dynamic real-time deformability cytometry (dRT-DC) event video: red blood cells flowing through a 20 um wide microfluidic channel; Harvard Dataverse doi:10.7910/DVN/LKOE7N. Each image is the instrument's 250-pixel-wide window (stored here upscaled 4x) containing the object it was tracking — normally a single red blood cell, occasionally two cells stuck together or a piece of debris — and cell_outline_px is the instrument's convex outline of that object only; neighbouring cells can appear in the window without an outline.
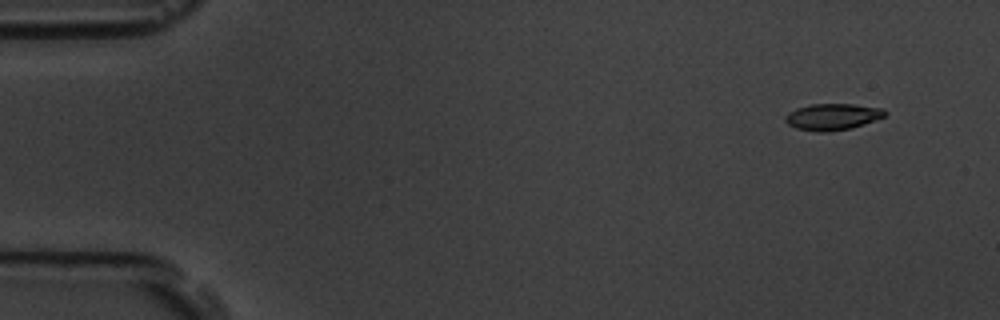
{"species": "common noctule bat (a hibernating species)", "species_latin": "Nyctalus noctula", "temperature_condition": "room temperature", "stored_images_in_passage": 8, "camera_frame_rate_fps": 3000, "um_per_image_px": 0.085, "animal": {"sex": "male", "body_mass_g": 19.5, "forearm_length_mm": 54.6}, "frame": {"image": 1, "passage_image": 2, "time_ms": 1.333, "image_size_px": [1000, 320], "cell_outline_px": [[888, 112], [884, 116], [864, 124], [852, 128], [828, 132], [820, 132], [796, 128], [788, 124], [784, 120], [784, 116], [788, 112], [796, 108], [812, 104], [852, 104], [884, 108]], "centroid_in_image_um": [70.75, 9.92], "position_along_channel_um": 14.2, "area_um2": 15.43}}
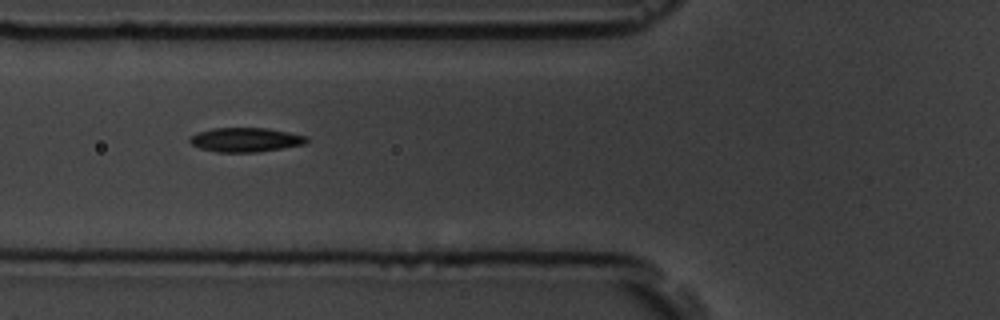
{"frame": {"image": 2, "passage_image": 7, "time_ms": 7.0, "image_size_px": [1000, 320], "cell_outline_px": [[308, 140], [304, 144], [256, 152], [216, 152], [200, 148], [192, 144], [188, 140], [188, 136], [196, 132], [212, 128], [268, 128], [308, 136]], "centroid_in_image_um": [20.82, 11.87], "position_along_channel_um": 105.0, "area_um2": 16.53}}
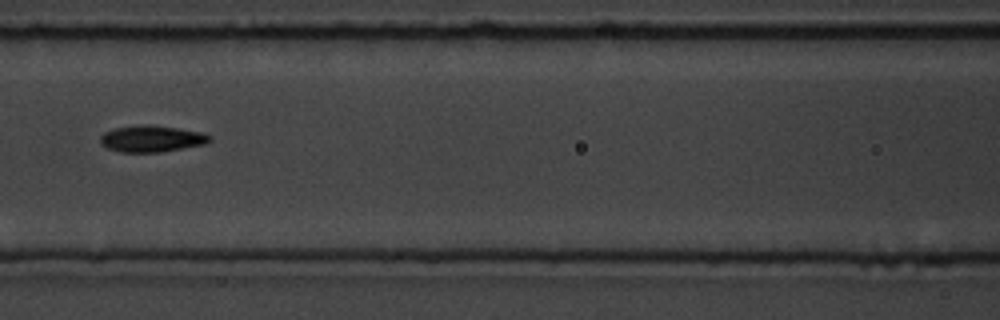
{"frame": {"image": 3, "passage_image": 8, "time_ms": 8.333, "image_size_px": [1000, 320], "cell_outline_px": [[212, 140], [204, 144], [160, 152], [120, 152], [108, 148], [100, 140], [100, 136], [104, 132], [116, 128], [140, 124], [148, 124], [204, 132], [212, 136]], "centroid_in_image_um": [12.92, 11.78], "position_along_channel_um": 153.7, "area_um2": 16.82}}